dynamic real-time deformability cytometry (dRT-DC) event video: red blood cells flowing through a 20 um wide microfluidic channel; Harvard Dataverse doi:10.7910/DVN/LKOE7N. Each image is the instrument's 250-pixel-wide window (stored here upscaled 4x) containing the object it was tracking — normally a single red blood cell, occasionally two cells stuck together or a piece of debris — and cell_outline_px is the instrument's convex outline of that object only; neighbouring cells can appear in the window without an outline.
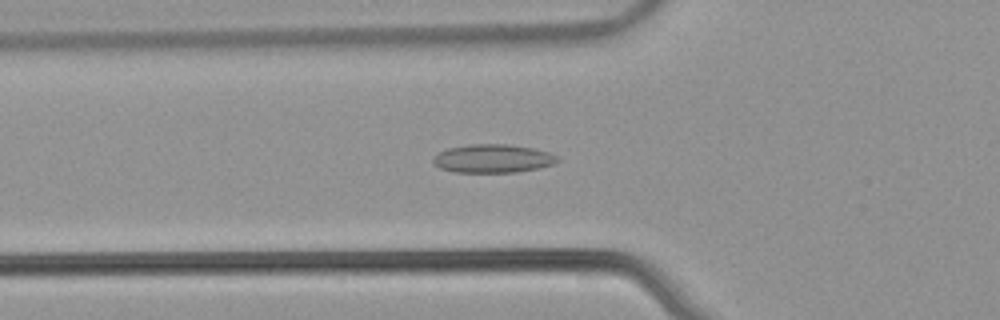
{"species": "common noctule bat (a hibernating species)", "species_latin": "Nyctalus noctula", "temperature_condition": "warm", "stored_images_in_passage": 45, "camera_frame_rate_fps": 3000, "um_per_image_px": 0.085, "animal": {"sex": "male", "body_mass_g": 21.5, "forearm_length_mm": 52.0}, "frame": {"image": 1, "passage_image": 18, "time_ms": 5.667, "image_size_px": [1000, 320], "cell_outline_px": [[560, 160], [552, 164], [540, 168], [516, 172], [456, 172], [440, 168], [432, 164], [432, 160], [440, 152], [448, 148], [472, 144], [504, 144], [532, 148], [548, 152], [556, 156]], "centroid_in_image_um": [41.88, 13.48], "position_along_channel_um": 83.9, "area_um2": 20.4}}
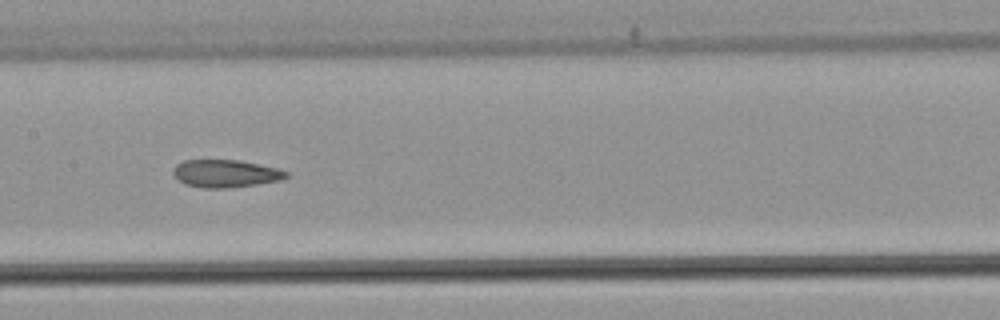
{"frame": {"image": 2, "passage_image": 26, "time_ms": 8.333, "image_size_px": [1000, 320], "cell_outline_px": [[288, 176], [280, 180], [256, 184], [228, 188], [204, 188], [184, 184], [172, 172], [176, 164], [184, 160], [236, 160], [276, 168], [288, 172]], "centroid_in_image_um": [19.14, 14.75], "position_along_channel_um": 188.3, "area_um2": 17.92}}
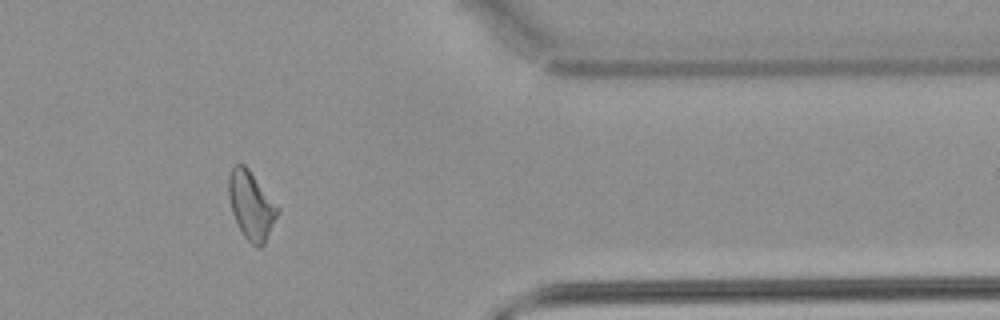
{"frame": {"image": 3, "passage_image": 43, "time_ms": 14.0, "image_size_px": [1000, 320], "cell_outline_px": [[280, 212], [264, 244], [260, 248], [256, 248], [244, 236], [232, 212], [228, 196], [228, 176], [232, 168], [236, 164], [244, 164], [248, 168], [280, 208]], "centroid_in_image_um": [21.37, 17.46], "position_along_channel_um": 390.0, "area_um2": 19.42}, "authors_computed_cell_mechanics": {"area_um2": 19.3052, "velocity_mm_per_s": 3.9017, "shape_relaxation_time_tau1_ms": null, "shape_relaxation_time_tau2_ms": 3.2826, "deformation_change_tau1": null, "deformation_change_tau2": 0.1062}}